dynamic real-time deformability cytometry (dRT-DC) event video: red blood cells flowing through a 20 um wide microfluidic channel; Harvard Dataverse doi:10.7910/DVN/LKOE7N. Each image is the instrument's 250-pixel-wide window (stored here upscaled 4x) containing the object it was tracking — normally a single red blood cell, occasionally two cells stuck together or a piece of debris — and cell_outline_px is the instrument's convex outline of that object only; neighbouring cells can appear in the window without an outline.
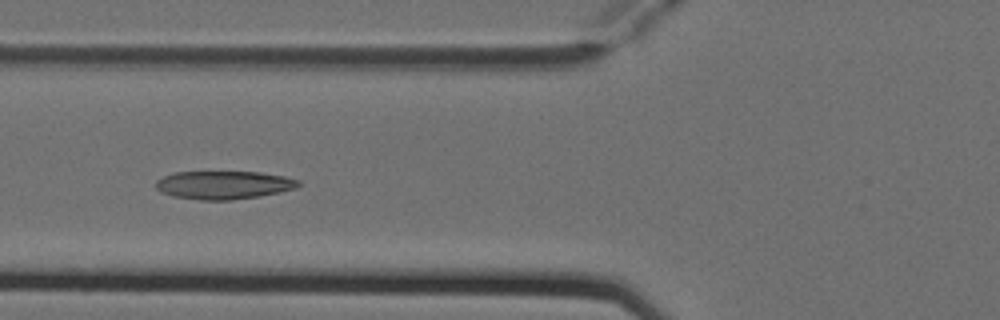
{"species": "Egyptian fruit bat (a non-hibernating species)", "species_latin": "Rousettus aegyptiacus", "temperature_condition": "cold", "stored_images_in_passage": 7, "camera_frame_rate_fps": 3000, "um_per_image_px": 0.085, "animal": {"sex": "female"}, "frame": {"image": 1, "passage_image": 6, "time_ms": 1.667, "image_size_px": [1000, 320], "cell_outline_px": [[300, 184], [296, 188], [280, 192], [260, 196], [232, 200], [200, 200], [172, 196], [160, 192], [156, 188], [156, 180], [164, 176], [176, 172], [260, 172], [284, 176], [300, 180]], "centroid_in_image_um": [19.02, 15.73], "position_along_channel_um": 106.8, "area_um2": 23.52}}
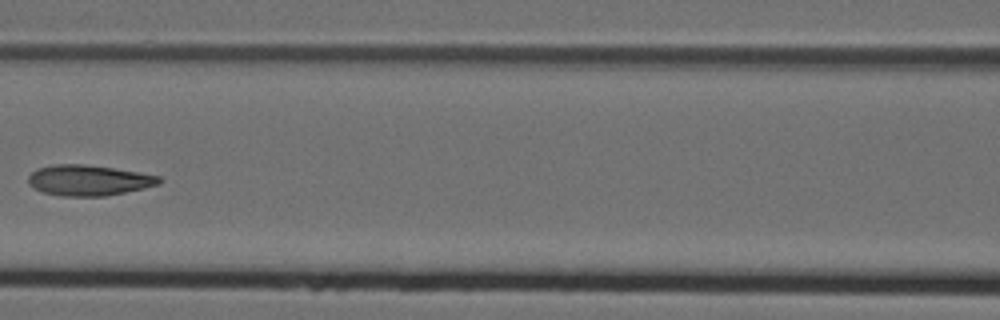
{"frame": {"image": 2, "passage_image": 7, "time_ms": 2.0, "image_size_px": [1000, 320], "cell_outline_px": [[164, 180], [160, 184], [144, 188], [104, 196], [60, 196], [40, 192], [28, 184], [28, 176], [36, 168], [52, 164], [84, 164], [112, 168], [160, 176]], "centroid_in_image_um": [7.5, 15.32], "position_along_channel_um": 159.1, "area_um2": 23.47}}